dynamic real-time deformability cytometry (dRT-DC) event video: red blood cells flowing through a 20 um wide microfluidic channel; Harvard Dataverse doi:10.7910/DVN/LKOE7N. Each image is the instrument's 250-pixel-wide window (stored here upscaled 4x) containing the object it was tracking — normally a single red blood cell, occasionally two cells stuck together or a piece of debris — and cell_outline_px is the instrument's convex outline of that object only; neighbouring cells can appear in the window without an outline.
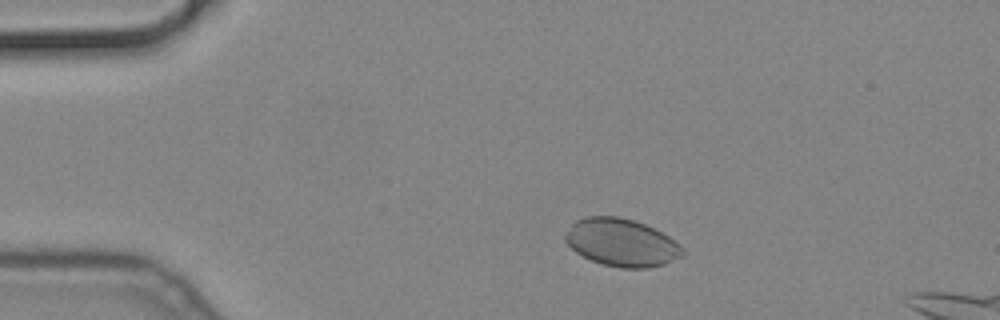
{"species": "common noctule bat (a hibernating species)", "species_latin": "Nyctalus noctula", "temperature_condition": "cold", "stored_images_in_passage": 53, "camera_frame_rate_fps": 3000, "um_per_image_px": 0.085, "animal": {"sex": "male", "body_mass_g": 19.2, "forearm_length_mm": 51.8}, "frame": {"image": 1, "passage_image": 7, "time_ms": 2.0, "image_size_px": [1000, 320], "cell_outline_px": [[684, 256], [664, 264], [648, 268], [620, 268], [604, 264], [592, 260], [576, 252], [564, 240], [564, 236], [572, 224], [576, 220], [584, 216], [616, 216], [632, 220], [644, 224], [668, 236], [680, 244], [684, 248]], "centroid_in_image_um": [52.84, 20.62], "position_along_channel_um": 32.2, "area_um2": 32.43}}
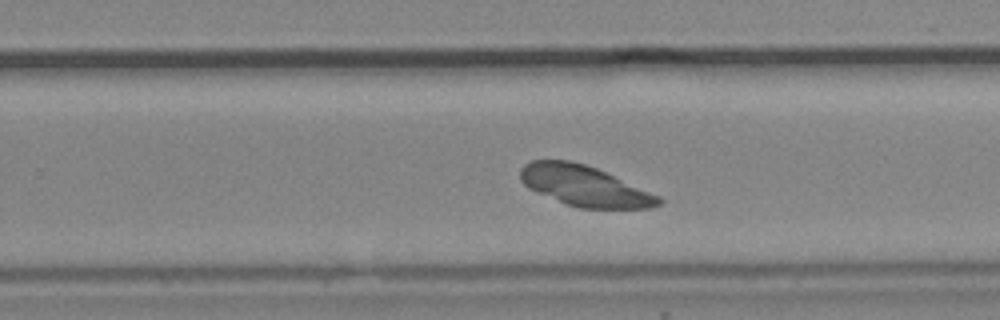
{"frame": {"image": 2, "passage_image": 32, "time_ms": 10.333, "image_size_px": [1000, 320], "cell_outline_px": [[664, 200], [660, 204], [652, 208], [580, 208], [564, 204], [536, 192], [528, 188], [520, 180], [520, 168], [524, 164], [532, 160], [568, 160], [584, 164], [596, 168], [660, 196]], "centroid_in_image_um": [49.66, 15.81], "position_along_channel_um": 280.1, "area_um2": 32.66}}
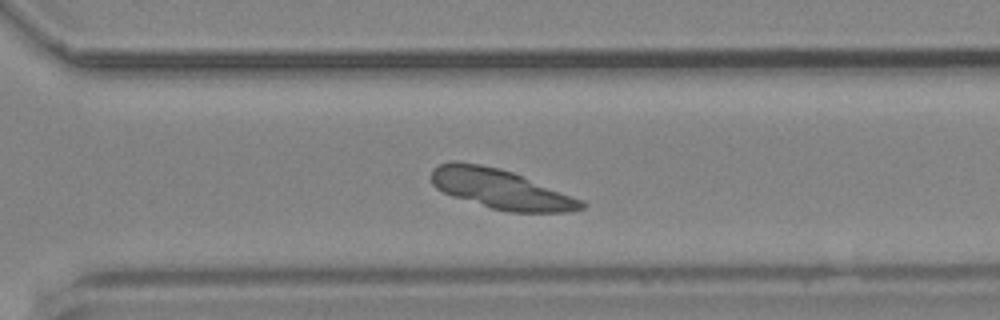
{"frame": {"image": 3, "passage_image": 36, "time_ms": 11.667, "image_size_px": [1000, 320], "cell_outline_px": [[584, 208], [568, 212], [508, 212], [492, 208], [452, 196], [436, 188], [432, 184], [432, 168], [440, 164], [452, 160], [456, 160], [480, 164], [500, 168], [512, 172], [584, 200]], "centroid_in_image_um": [42.55, 16.06], "position_along_channel_um": 328.1, "area_um2": 34.56}}